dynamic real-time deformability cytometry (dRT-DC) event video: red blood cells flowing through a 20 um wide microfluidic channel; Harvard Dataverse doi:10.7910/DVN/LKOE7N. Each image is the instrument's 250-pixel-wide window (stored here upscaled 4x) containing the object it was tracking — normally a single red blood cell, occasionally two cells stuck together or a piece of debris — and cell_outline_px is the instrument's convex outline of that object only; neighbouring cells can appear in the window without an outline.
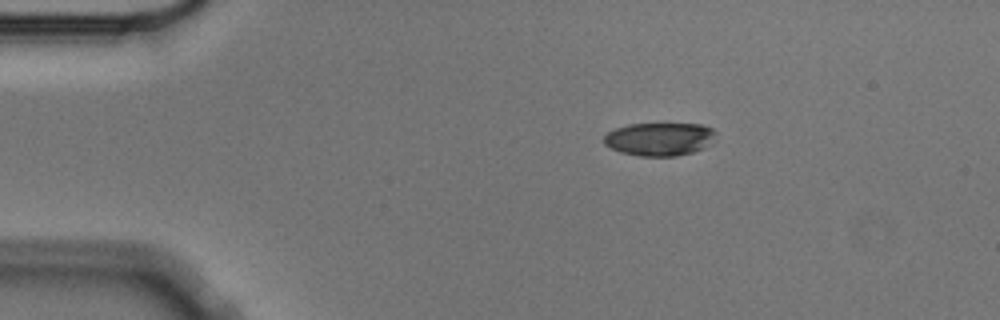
{"species": "Egyptian fruit bat (a non-hibernating species)", "species_latin": "Rousettus aegyptiacus", "temperature_condition": "cold", "stored_images_in_passage": 8, "camera_frame_rate_fps": 3000, "um_per_image_px": 0.085, "animal": {"sex": "male"}, "frame": {"image": 1, "passage_image": 1, "time_ms": 0.0, "image_size_px": [1000, 320], "cell_outline_px": [[716, 132], [704, 148], [692, 152], [676, 156], [640, 156], [620, 152], [604, 144], [604, 136], [608, 132], [616, 128], [628, 124], [700, 124], [712, 128]], "centroid_in_image_um": [56.02, 11.82], "position_along_channel_um": 29.0, "area_um2": 21.39}}
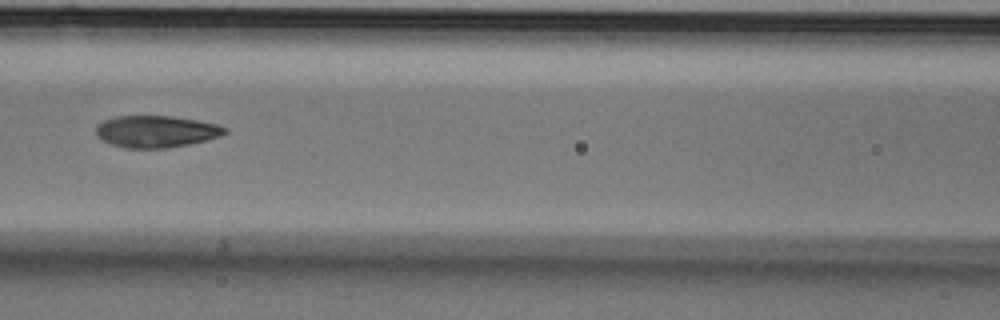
{"frame": {"image": 2, "passage_image": 5, "time_ms": 1.333, "image_size_px": [1000, 320], "cell_outline_px": [[228, 132], [220, 136], [188, 144], [168, 148], [124, 148], [112, 144], [96, 136], [96, 124], [104, 120], [116, 116], [172, 116], [196, 120], [216, 124], [228, 128]], "centroid_in_image_um": [13.25, 11.17], "position_along_channel_um": 153.3, "area_um2": 23.87}}
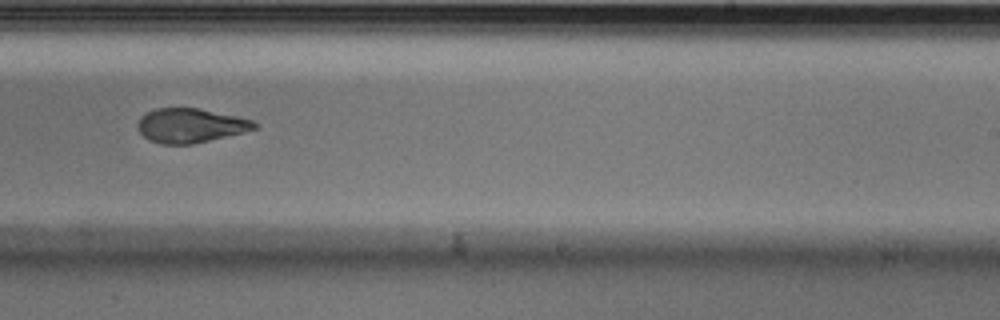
{"frame": {"image": 3, "passage_image": 8, "time_ms": 2.333, "image_size_px": [1000, 320], "cell_outline_px": [[260, 128], [192, 144], [160, 144], [148, 140], [136, 128], [136, 124], [140, 116], [144, 112], [156, 108], [200, 108], [236, 116], [252, 120], [260, 124]], "centroid_in_image_um": [16.16, 10.66], "position_along_channel_um": 272.8, "area_um2": 23.58}}